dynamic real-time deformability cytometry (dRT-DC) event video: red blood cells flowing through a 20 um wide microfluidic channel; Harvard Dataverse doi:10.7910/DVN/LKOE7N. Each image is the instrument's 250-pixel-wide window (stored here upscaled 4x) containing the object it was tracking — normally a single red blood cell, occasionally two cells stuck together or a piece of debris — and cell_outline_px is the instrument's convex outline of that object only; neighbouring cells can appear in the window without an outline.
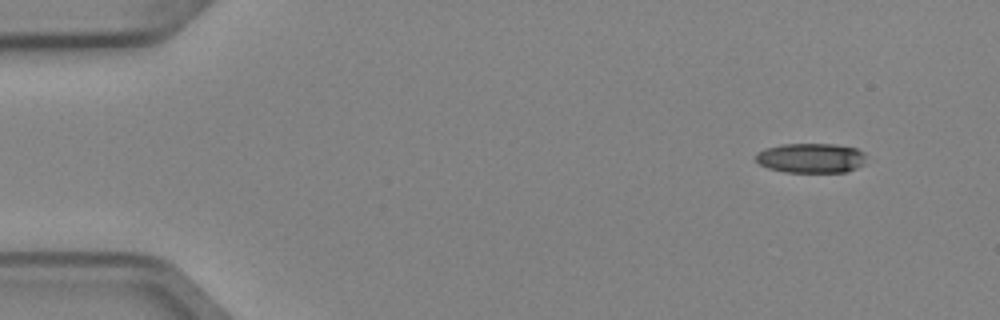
{"species": "Egyptian fruit bat (a non-hibernating species)", "species_latin": "Rousettus aegyptiacus", "temperature_condition": "cold", "stored_images_in_passage": 4, "camera_frame_rate_fps": 3000, "um_per_image_px": 0.085, "animal": {"sex": "female"}, "frame": {"image": 1, "passage_image": 1, "time_ms": 0.0, "image_size_px": [1000, 320], "cell_outline_px": [[864, 164], [856, 168], [844, 172], [784, 172], [768, 168], [760, 164], [756, 160], [756, 152], [764, 148], [784, 144], [836, 144], [856, 148], [864, 152]], "centroid_in_image_um": [68.92, 13.43], "position_along_channel_um": 16.1, "area_um2": 19.19}}